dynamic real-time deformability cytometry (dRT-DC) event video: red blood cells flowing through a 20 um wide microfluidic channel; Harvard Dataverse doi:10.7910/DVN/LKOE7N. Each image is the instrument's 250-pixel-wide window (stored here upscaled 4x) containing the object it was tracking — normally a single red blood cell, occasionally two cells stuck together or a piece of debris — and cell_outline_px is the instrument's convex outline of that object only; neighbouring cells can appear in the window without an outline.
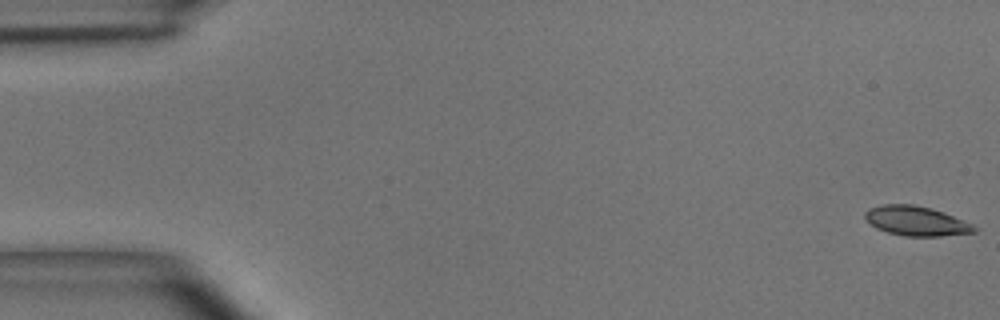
{"species": "common noctule bat (a hibernating species)", "species_latin": "Nyctalus noctula", "temperature_condition": "room temperature", "stored_images_in_passage": 49, "camera_frame_rate_fps": 3000, "um_per_image_px": 0.085, "animal": {"sex": "male", "body_mass_g": 15.6}, "frame": {"image": 1, "passage_image": 1, "time_ms": 0.0, "image_size_px": [1000, 320], "cell_outline_px": [[976, 232], [940, 236], [904, 236], [888, 232], [876, 228], [864, 216], [864, 212], [868, 208], [880, 204], [916, 204], [932, 208], [944, 212], [972, 224], [976, 228]], "centroid_in_image_um": [77.86, 18.76], "position_along_channel_um": 7.1, "area_um2": 18.84}}
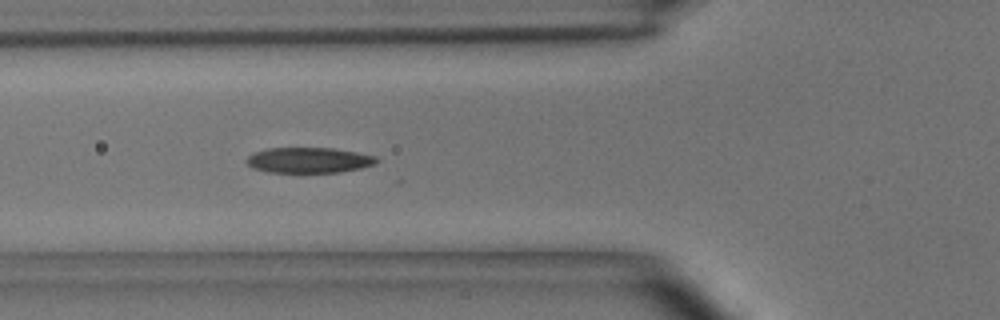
{"frame": {"image": 2, "passage_image": 18, "time_ms": 5.667, "image_size_px": [1000, 320], "cell_outline_px": [[380, 160], [372, 164], [360, 168], [340, 172], [268, 172], [252, 168], [244, 160], [252, 152], [268, 148], [332, 148], [356, 152], [376, 156]], "centroid_in_image_um": [26.2, 13.61], "position_along_channel_um": 99.6, "area_um2": 19.31}}
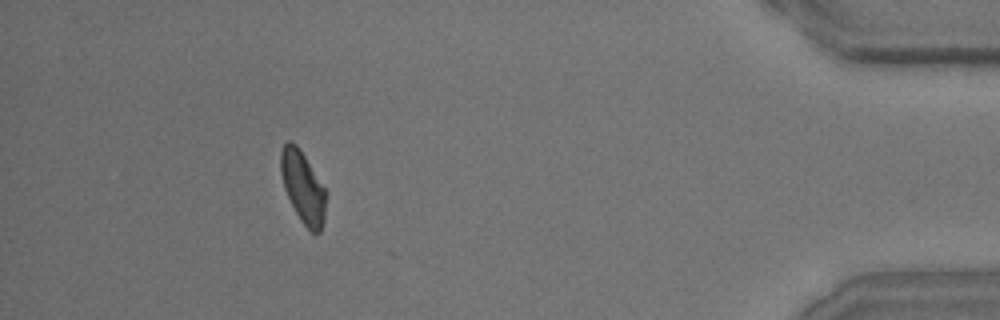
{"frame": {"image": 3, "passage_image": 45, "time_ms": 14.667, "image_size_px": [1000, 320], "cell_outline_px": [[328, 192], [324, 220], [320, 232], [312, 232], [300, 220], [284, 188], [280, 172], [280, 152], [284, 144], [288, 140], [292, 140], [296, 144]], "centroid_in_image_um": [25.76, 15.89], "position_along_channel_um": 409.4, "area_um2": 18.9}, "authors_computed_cell_mechanics": {"area_um2": 19.3052, "velocity_mm_per_s": 4.068, "shape_relaxation_time_tau1_ms": 6.1186, "shape_relaxation_time_tau2_ms": 3.4564, "deformation_change_tau1": 0.1634, "deformation_change_tau2": 0.1045}}